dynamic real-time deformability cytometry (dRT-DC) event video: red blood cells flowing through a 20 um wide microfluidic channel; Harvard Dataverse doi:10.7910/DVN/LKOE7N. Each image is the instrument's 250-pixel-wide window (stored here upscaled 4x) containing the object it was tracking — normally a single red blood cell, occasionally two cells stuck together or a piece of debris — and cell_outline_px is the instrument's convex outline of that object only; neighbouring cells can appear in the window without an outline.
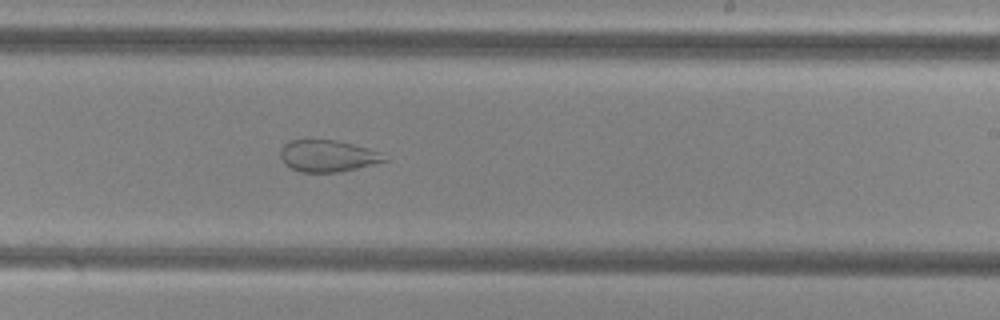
{"species": "common noctule bat (a hibernating species)", "species_latin": "Nyctalus noctula", "temperature_condition": "cold", "stored_images_in_passage": 48, "camera_frame_rate_fps": 3000, "um_per_image_px": 0.085, "animal": {"sex": "female", "body_mass_g": 29.2, "forearm_length_mm": 56.3}, "frame": {"image": 1, "passage_image": 27, "time_ms": 8.667, "image_size_px": [1000, 320], "cell_outline_px": [[388, 160], [340, 172], [300, 172], [284, 164], [280, 156], [280, 148], [288, 140], [336, 140], [368, 148], [380, 152]], "centroid_in_image_um": [27.81, 13.25], "position_along_channel_um": 261.2, "area_um2": 19.13}}
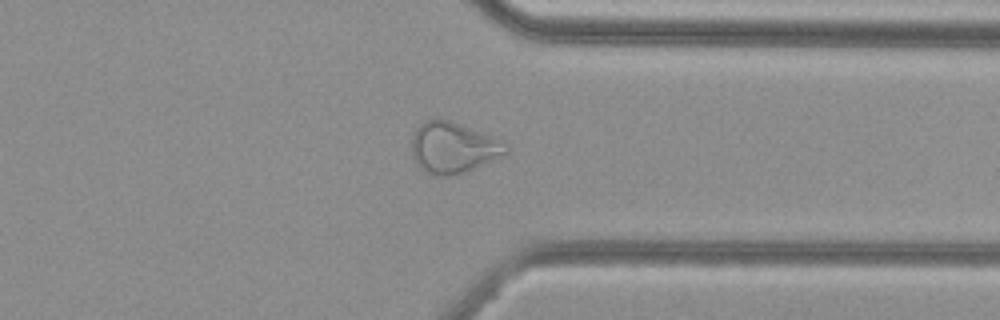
{"frame": {"image": 2, "passage_image": 36, "time_ms": 11.667, "image_size_px": [1000, 320], "cell_outline_px": [[508, 152], [500, 156], [464, 172], [452, 176], [432, 176], [420, 168], [416, 164], [412, 156], [412, 136], [416, 128], [424, 120], [448, 120], [504, 140], [508, 148]], "centroid_in_image_um": [38.49, 12.56], "position_along_channel_um": 372.9, "area_um2": 27.86}}
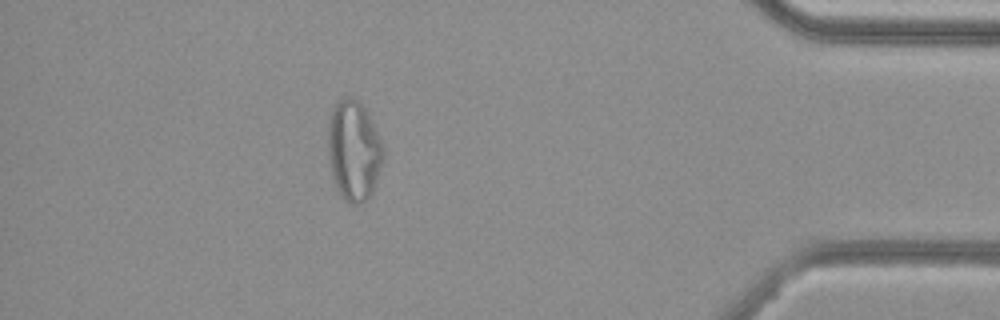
{"frame": {"image": 3, "passage_image": 42, "time_ms": 13.667, "image_size_px": [1000, 320], "cell_outline_px": [[384, 160], [372, 192], [360, 204], [352, 204], [340, 196], [332, 176], [328, 156], [328, 124], [332, 108], [344, 96], [348, 96], [356, 100], [364, 108], [384, 148]], "centroid_in_image_um": [30.06, 12.82], "position_along_channel_um": 405.1, "area_um2": 31.96}}